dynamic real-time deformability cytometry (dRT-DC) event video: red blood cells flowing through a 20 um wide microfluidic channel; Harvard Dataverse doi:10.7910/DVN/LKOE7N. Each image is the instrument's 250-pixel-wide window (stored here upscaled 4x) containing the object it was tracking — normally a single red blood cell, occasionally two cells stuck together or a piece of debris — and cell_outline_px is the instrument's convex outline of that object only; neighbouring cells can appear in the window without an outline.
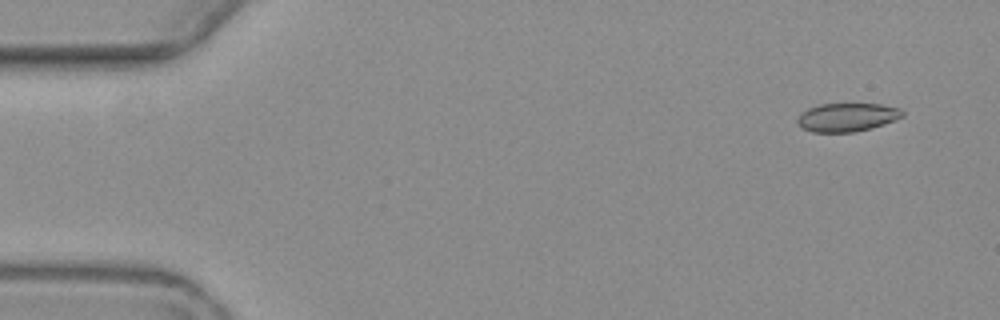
{"species": "common noctule bat (a hibernating species)", "species_latin": "Nyctalus noctula", "temperature_condition": "warm", "stored_images_in_passage": 5, "camera_frame_rate_fps": 3000, "um_per_image_px": 0.085, "animal": {"sex": "female", "body_mass_g": 19.3, "forearm_length_mm": 54.1}, "frame": {"image": 1, "passage_image": 1, "time_ms": 0.0, "image_size_px": [1000, 320], "cell_outline_px": [[904, 116], [884, 124], [872, 128], [852, 132], [812, 132], [804, 128], [796, 120], [808, 108], [820, 104], [880, 104], [900, 108], [904, 112]], "centroid_in_image_um": [72.05, 9.96], "position_along_channel_um": 13.0, "area_um2": 17.22}}
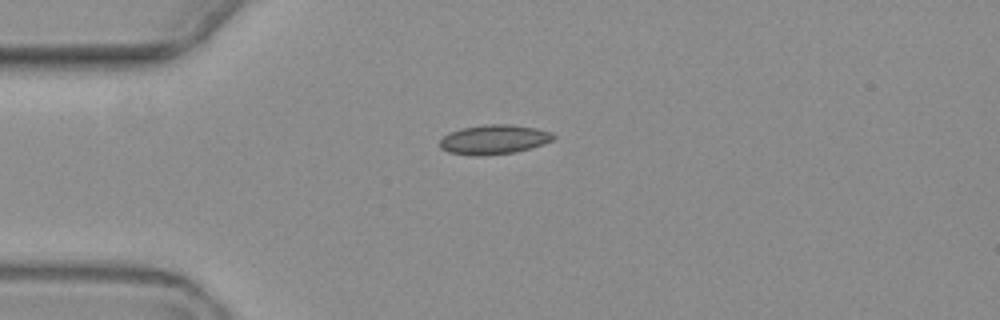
{"frame": {"image": 2, "passage_image": 4, "time_ms": 3.667, "image_size_px": [1000, 320], "cell_outline_px": [[556, 136], [552, 140], [544, 144], [516, 152], [480, 156], [476, 156], [448, 152], [440, 148], [440, 140], [444, 136], [460, 128], [484, 124], [508, 124], [536, 128], [552, 132]], "centroid_in_image_um": [42.0, 11.86], "position_along_channel_um": 43.0, "area_um2": 19.54}}